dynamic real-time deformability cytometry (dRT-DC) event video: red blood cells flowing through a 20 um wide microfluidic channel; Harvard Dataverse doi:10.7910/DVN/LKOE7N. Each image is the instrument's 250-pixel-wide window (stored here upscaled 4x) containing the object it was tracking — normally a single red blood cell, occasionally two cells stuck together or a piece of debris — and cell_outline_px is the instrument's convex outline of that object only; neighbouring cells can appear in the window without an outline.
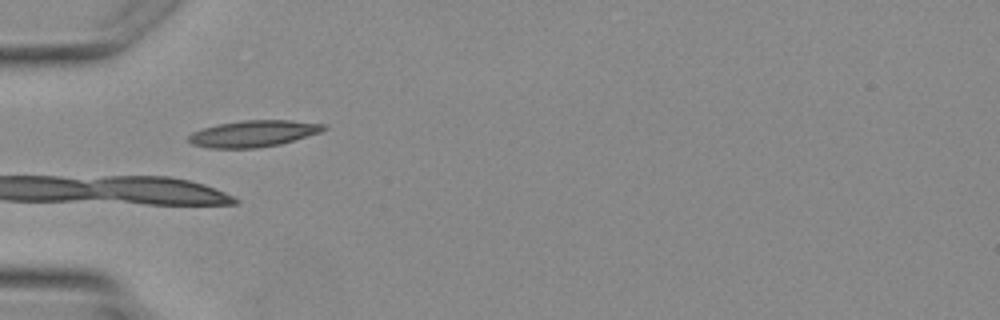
{"species": "Egyptian fruit bat (a non-hibernating species)", "species_latin": "Rousettus aegyptiacus", "temperature_condition": "warm", "stored_images_in_passage": 3, "camera_frame_rate_fps": 3000, "um_per_image_px": 0.085, "animal": {"sex": "female"}, "frame": {"image": 1, "passage_image": 3, "time_ms": 2.333, "image_size_px": [1000, 320], "cell_outline_px": [[328, 128], [320, 132], [280, 144], [256, 148], [208, 148], [192, 144], [188, 140], [188, 136], [192, 132], [204, 128], [220, 124], [240, 120], [292, 120], [328, 124]], "centroid_in_image_um": [21.57, 11.35], "position_along_channel_um": 63.4, "area_um2": 20.87}}